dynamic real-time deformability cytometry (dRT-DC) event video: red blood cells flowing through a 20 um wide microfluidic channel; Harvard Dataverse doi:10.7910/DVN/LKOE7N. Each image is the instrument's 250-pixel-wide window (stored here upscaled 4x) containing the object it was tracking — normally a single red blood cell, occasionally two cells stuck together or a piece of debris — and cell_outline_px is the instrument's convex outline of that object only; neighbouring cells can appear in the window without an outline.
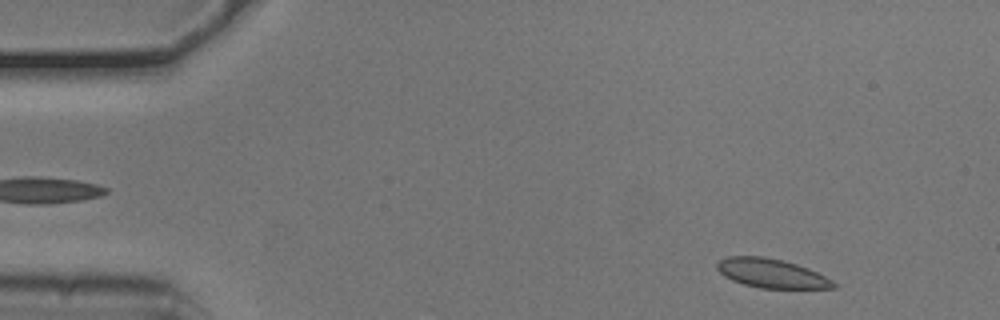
{"species": "common noctule bat (a hibernating species)", "species_latin": "Nyctalus noctula", "temperature_condition": "cold", "stored_images_in_passage": 52, "segment_of_instrument_passage": [1, 2], "camera_frame_rate_fps": 3000, "um_per_image_px": 0.085, "animal": {"sex": "male", "body_mass_g": 20.5, "forearm_length_mm": 52.5}, "frame": {"image": 1, "passage_image": 3, "time_ms": 0.667, "image_size_px": [1000, 320], "cell_outline_px": [[840, 284], [836, 288], [760, 288], [744, 284], [732, 280], [724, 276], [716, 268], [716, 264], [720, 260], [728, 256], [764, 256], [784, 260], [808, 268]], "centroid_in_image_um": [65.59, 23.23], "position_along_channel_um": 19.4, "area_um2": 19.77}}
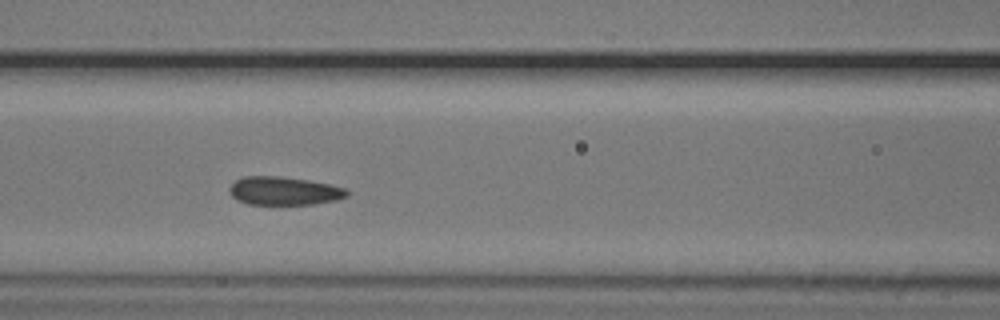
{"frame": {"image": 2, "passage_image": 20, "time_ms": 6.333, "image_size_px": [1000, 320], "cell_outline_px": [[348, 196], [336, 200], [312, 204], [248, 204], [236, 200], [228, 192], [228, 188], [236, 180], [244, 176], [280, 176], [308, 180], [348, 188]], "centroid_in_image_um": [24.13, 16.22], "position_along_channel_um": 142.5, "area_um2": 19.48}}
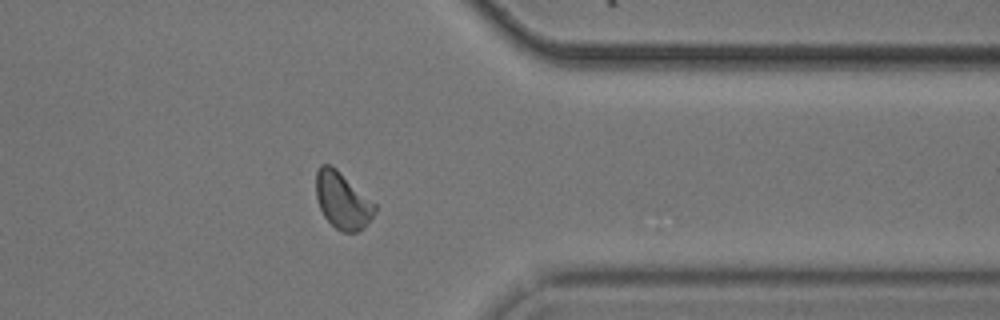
{"frame": {"image": 3, "passage_image": 40, "time_ms": 13.0, "image_size_px": [1000, 320], "cell_outline_px": [[376, 212], [368, 224], [364, 228], [356, 232], [340, 232], [324, 216], [320, 208], [316, 196], [316, 172], [320, 164], [332, 164], [376, 204]], "centroid_in_image_um": [29.12, 17.04], "position_along_channel_um": 382.3, "area_um2": 19.54}}